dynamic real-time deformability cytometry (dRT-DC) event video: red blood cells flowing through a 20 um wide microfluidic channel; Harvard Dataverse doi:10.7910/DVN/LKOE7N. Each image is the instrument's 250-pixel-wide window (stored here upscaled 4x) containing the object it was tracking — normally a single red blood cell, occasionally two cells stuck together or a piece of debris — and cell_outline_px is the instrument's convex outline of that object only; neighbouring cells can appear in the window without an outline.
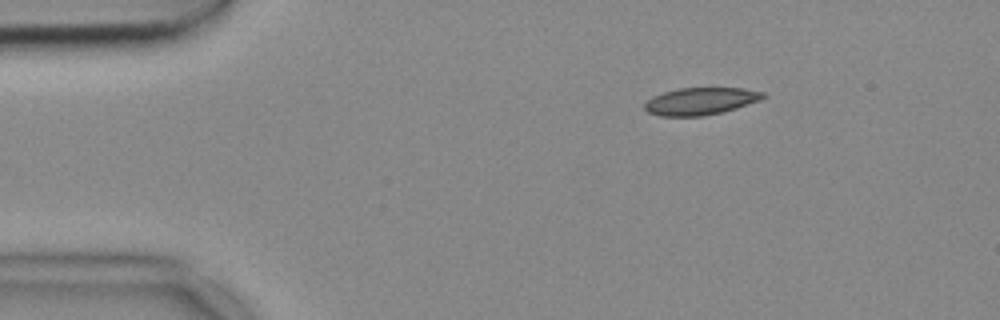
{"species": "common noctule bat (a hibernating species)", "species_latin": "Nyctalus noctula", "temperature_condition": "cold", "stored_images_in_passage": 47, "camera_frame_rate_fps": 3000, "um_per_image_px": 0.085, "animal": {"sex": "female", "body_mass_g": 18.4}, "frame": {"image": 1, "passage_image": 1, "time_ms": 0.0, "image_size_px": [1000, 320], "cell_outline_px": [[768, 96], [760, 100], [736, 108], [720, 112], [700, 116], [660, 116], [648, 112], [644, 108], [644, 104], [652, 96], [676, 88], [744, 88], [764, 92]], "centroid_in_image_um": [59.55, 8.59], "position_along_channel_um": 25.5, "area_um2": 18.79}}
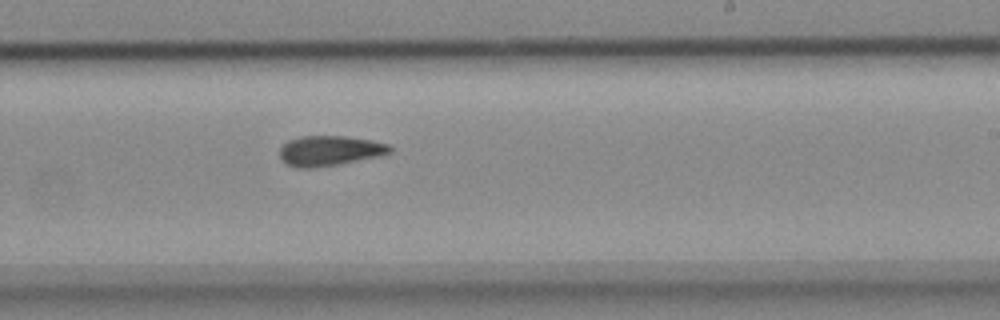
{"frame": {"image": 2, "passage_image": 25, "time_ms": 8.0, "image_size_px": [1000, 320], "cell_outline_px": [[392, 152], [380, 156], [336, 164], [312, 168], [296, 168], [280, 160], [280, 148], [288, 140], [300, 136], [344, 136], [372, 140], [388, 144], [392, 148]], "centroid_in_image_um": [28.01, 12.81], "position_along_channel_um": 261.0, "area_um2": 19.31}}
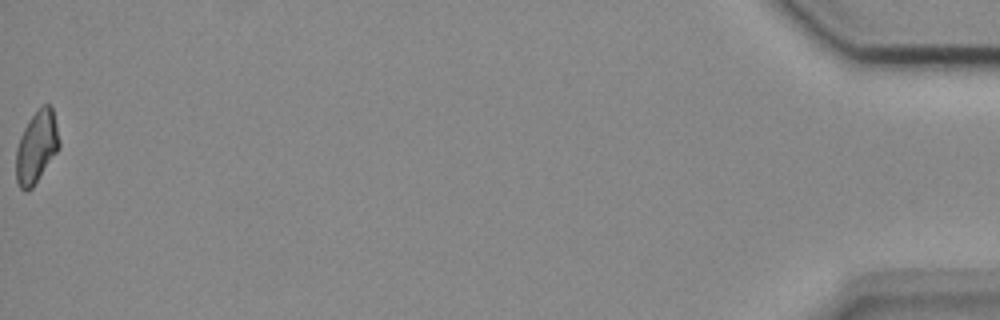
{"frame": {"image": 3, "passage_image": 47, "time_ms": 15.333, "image_size_px": [1000, 320], "cell_outline_px": [[60, 148], [32, 188], [28, 192], [24, 192], [20, 188], [16, 180], [16, 148], [20, 136], [28, 120], [44, 104], [48, 104], [52, 108], [60, 140]], "centroid_in_image_um": [3.1, 12.53], "position_along_channel_um": 432.1, "area_um2": 18.15}, "authors_computed_cell_mechanics": {"area_um2": 19.2474, "velocity_mm_per_s": 3.7121, "shape_relaxation_time_tau1_ms": null, "shape_relaxation_time_tau2_ms": 3.0141, "deformation_change_tau1": null, "deformation_change_tau2": 0.095}}